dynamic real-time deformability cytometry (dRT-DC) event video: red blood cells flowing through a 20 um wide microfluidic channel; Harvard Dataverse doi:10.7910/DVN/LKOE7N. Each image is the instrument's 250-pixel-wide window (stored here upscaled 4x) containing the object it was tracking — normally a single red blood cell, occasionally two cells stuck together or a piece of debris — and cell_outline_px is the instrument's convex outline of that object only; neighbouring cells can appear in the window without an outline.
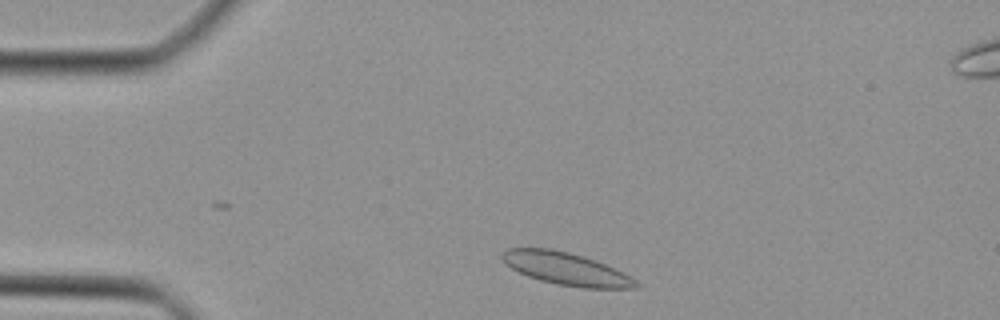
{"species": "Egyptian fruit bat (a non-hibernating species)", "species_latin": "Rousettus aegyptiacus", "temperature_condition": "cold", "stored_images_in_passage": 29, "camera_frame_rate_fps": 3000, "um_per_image_px": 0.085, "animal": {"sex": "female"}, "frame": {"image": 1, "passage_image": 2, "time_ms": 0.333, "image_size_px": [1000, 320], "cell_outline_px": [[640, 284], [636, 288], [584, 288], [560, 284], [540, 280], [528, 276], [512, 268], [500, 256], [508, 248], [552, 248], [584, 256], [596, 260], [636, 280]], "centroid_in_image_um": [48.11, 22.83], "position_along_channel_um": 36.9, "area_um2": 24.85}}
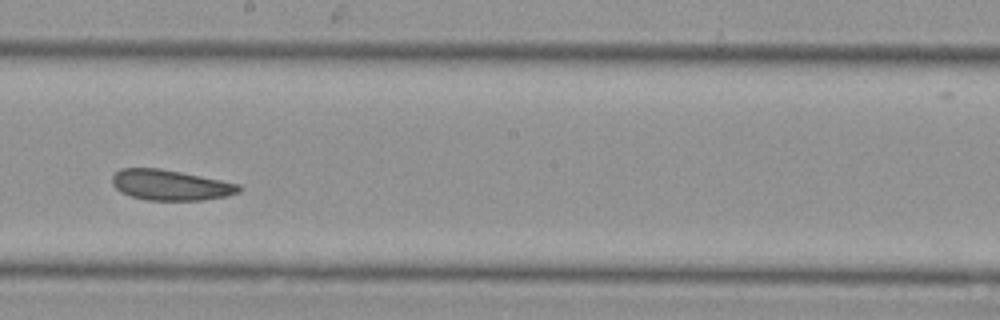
{"frame": {"image": 2, "passage_image": 18, "time_ms": 5.667, "image_size_px": [1000, 320], "cell_outline_px": [[240, 192], [224, 196], [204, 200], [148, 200], [132, 196], [120, 192], [112, 184], [112, 176], [120, 168], [160, 168], [240, 184]], "centroid_in_image_um": [14.45, 15.73], "position_along_channel_um": 233.7, "area_um2": 22.31}}
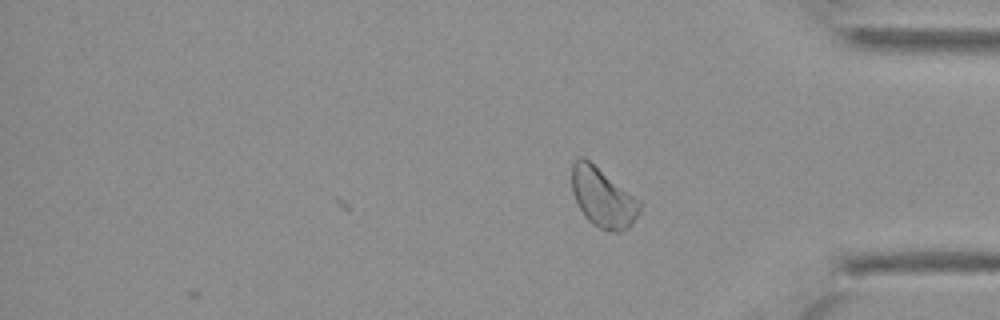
{"frame": {"image": 3, "passage_image": 29, "time_ms": 9.333, "image_size_px": [1000, 320], "cell_outline_px": [[640, 208], [632, 224], [628, 228], [616, 232], [612, 232], [600, 228], [592, 224], [584, 216], [572, 192], [572, 164], [576, 156], [584, 156], [640, 200]], "centroid_in_image_um": [51.21, 16.76], "position_along_channel_um": 384.0, "area_um2": 23.41}}